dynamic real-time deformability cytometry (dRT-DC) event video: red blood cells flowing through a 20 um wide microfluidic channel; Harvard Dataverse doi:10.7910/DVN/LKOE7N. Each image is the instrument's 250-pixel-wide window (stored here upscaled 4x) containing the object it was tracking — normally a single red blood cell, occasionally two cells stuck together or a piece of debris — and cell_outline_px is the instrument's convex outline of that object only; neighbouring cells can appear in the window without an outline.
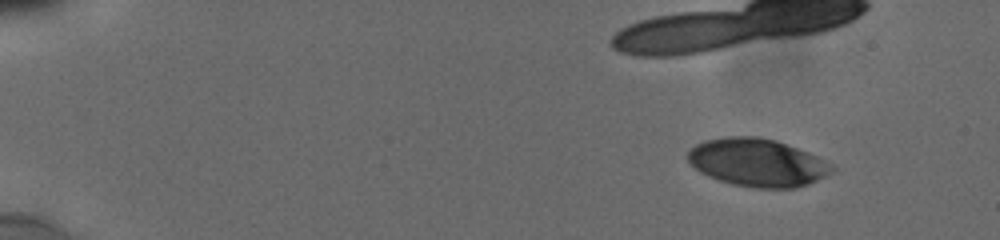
{"species": "human", "species_latin": "Homo sapiens", "temperature_condition": "cold", "stored_images_in_passage": 25, "camera_frame_rate_fps": 3000, "um_per_image_px": 0.085, "donor": {"sex": "male"}, "frame": {"image": 1, "passage_image": 1, "time_ms": 0.0, "image_size_px": [1000, 240], "cell_outline_px": [[836, 168], [824, 176], [808, 184], [796, 188], [752, 188], [732, 184], [708, 176], [700, 172], [688, 160], [688, 152], [696, 144], [704, 140], [728, 136], [760, 136], [776, 140], [808, 152], [832, 164]], "centroid_in_image_um": [64.37, 13.81], "position_along_channel_um": 20.6, "area_um2": 40.11}}
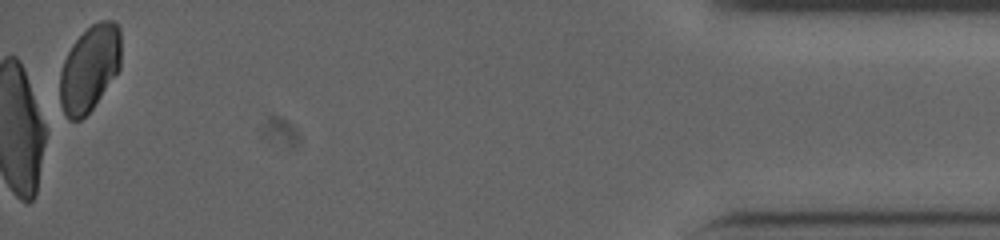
{"frame": {"image": 2, "passage_image": 25, "time_ms": 16.667, "image_size_px": [1000, 240], "cell_outline_px": [[120, 68], [92, 108], [80, 120], [68, 120], [60, 104], [60, 72], [64, 60], [72, 44], [92, 24], [100, 20], [112, 20], [120, 28]], "centroid_in_image_um": [7.61, 5.8], "position_along_channel_um": 427.6, "area_um2": 30.35}, "authors_computed_cell_mechanics": {"area_um2": 42.3674, "velocity_mm_per_s": 3.8026, "shape_relaxation_time_tau1_ms": 2.7689, "shape_relaxation_time_tau2_ms": 2.7188, "deformation_change_tau1": 0.138, "deformation_change_tau2": 0.0627}}